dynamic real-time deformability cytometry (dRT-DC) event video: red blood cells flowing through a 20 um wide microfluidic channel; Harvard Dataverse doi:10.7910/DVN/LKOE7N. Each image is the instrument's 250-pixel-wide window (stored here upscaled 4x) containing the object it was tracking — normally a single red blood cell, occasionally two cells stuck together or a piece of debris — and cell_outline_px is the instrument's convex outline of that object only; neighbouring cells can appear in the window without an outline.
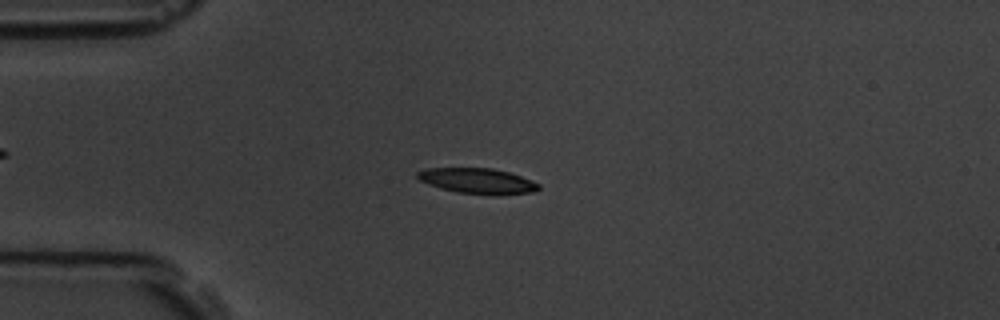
{"species": "common noctule bat (a hibernating species)", "species_latin": "Nyctalus noctula", "temperature_condition": "room temperature", "stored_images_in_passage": 9, "camera_frame_rate_fps": 3000, "um_per_image_px": 0.085, "animal": {"sex": "male", "body_mass_g": 19.5, "forearm_length_mm": 54.6}, "frame": {"image": 1, "passage_image": 3, "time_ms": 2.333, "image_size_px": [1000, 320], "cell_outline_px": [[540, 188], [532, 192], [496, 196], [492, 196], [456, 192], [440, 188], [428, 184], [420, 180], [416, 176], [416, 172], [428, 168], [492, 168], [508, 172], [532, 180], [540, 184]], "centroid_in_image_um": [40.6, 15.39], "position_along_channel_um": 44.4, "area_um2": 18.21}}
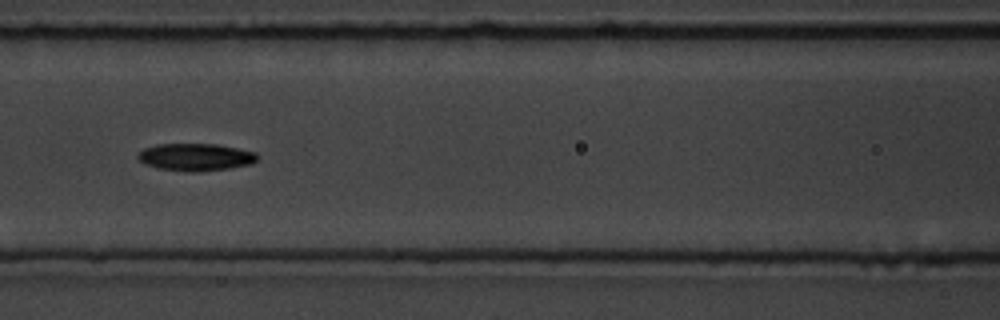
{"frame": {"image": 2, "passage_image": 6, "time_ms": 5.667, "image_size_px": [1000, 320], "cell_outline_px": [[260, 156], [252, 164], [232, 168], [200, 172], [188, 172], [160, 168], [144, 164], [136, 156], [144, 148], [156, 144], [216, 144], [256, 152]], "centroid_in_image_um": [16.66, 13.36], "position_along_channel_um": 149.9, "area_um2": 19.19}}
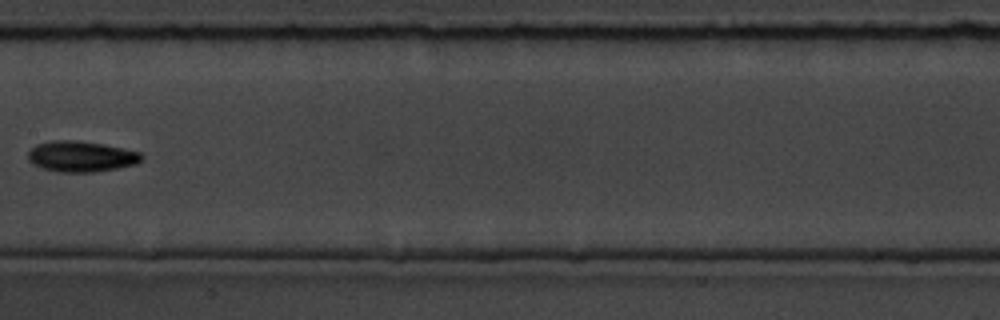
{"frame": {"image": 3, "passage_image": 7, "time_ms": 7.0, "image_size_px": [1000, 320], "cell_outline_px": [[144, 156], [136, 164], [96, 172], [56, 172], [32, 164], [28, 160], [28, 152], [36, 144], [52, 140], [76, 140], [104, 144], [140, 152]], "centroid_in_image_um": [6.88, 13.29], "position_along_channel_um": 200.5, "area_um2": 20.4}}